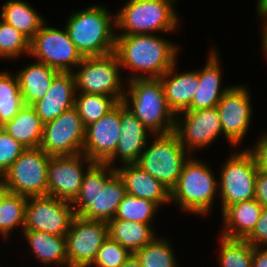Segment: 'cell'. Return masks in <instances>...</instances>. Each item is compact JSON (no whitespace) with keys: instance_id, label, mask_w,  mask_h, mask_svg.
Returning <instances> with one entry per match:
<instances>
[{"instance_id":"obj_1","label":"cell","mask_w":267,"mask_h":267,"mask_svg":"<svg viewBox=\"0 0 267 267\" xmlns=\"http://www.w3.org/2000/svg\"><path fill=\"white\" fill-rule=\"evenodd\" d=\"M86 167L79 193L71 202L75 216L108 222L114 219L127 194L123 180L115 168L106 163Z\"/></svg>"},{"instance_id":"obj_2","label":"cell","mask_w":267,"mask_h":267,"mask_svg":"<svg viewBox=\"0 0 267 267\" xmlns=\"http://www.w3.org/2000/svg\"><path fill=\"white\" fill-rule=\"evenodd\" d=\"M178 50V46L155 34H116L115 53L120 66L136 71L129 80L160 78L176 63Z\"/></svg>"},{"instance_id":"obj_3","label":"cell","mask_w":267,"mask_h":267,"mask_svg":"<svg viewBox=\"0 0 267 267\" xmlns=\"http://www.w3.org/2000/svg\"><path fill=\"white\" fill-rule=\"evenodd\" d=\"M104 6L93 5L71 14L64 27L83 57L115 52V16ZM114 29V30H112Z\"/></svg>"},{"instance_id":"obj_4","label":"cell","mask_w":267,"mask_h":267,"mask_svg":"<svg viewBox=\"0 0 267 267\" xmlns=\"http://www.w3.org/2000/svg\"><path fill=\"white\" fill-rule=\"evenodd\" d=\"M127 82L122 102L137 119L153 135L174 132L176 114L167 103L160 79L138 78Z\"/></svg>"},{"instance_id":"obj_5","label":"cell","mask_w":267,"mask_h":267,"mask_svg":"<svg viewBox=\"0 0 267 267\" xmlns=\"http://www.w3.org/2000/svg\"><path fill=\"white\" fill-rule=\"evenodd\" d=\"M214 176L204 162L188 158L170 191L171 202L179 204L184 212L207 215L219 190V181Z\"/></svg>"},{"instance_id":"obj_6","label":"cell","mask_w":267,"mask_h":267,"mask_svg":"<svg viewBox=\"0 0 267 267\" xmlns=\"http://www.w3.org/2000/svg\"><path fill=\"white\" fill-rule=\"evenodd\" d=\"M175 0H128L116 13V28L119 35L155 34L178 29V15L173 8Z\"/></svg>"},{"instance_id":"obj_7","label":"cell","mask_w":267,"mask_h":267,"mask_svg":"<svg viewBox=\"0 0 267 267\" xmlns=\"http://www.w3.org/2000/svg\"><path fill=\"white\" fill-rule=\"evenodd\" d=\"M118 55L113 52L103 56L84 57L73 71L77 92L102 94L123 101L125 91L119 68Z\"/></svg>"},{"instance_id":"obj_8","label":"cell","mask_w":267,"mask_h":267,"mask_svg":"<svg viewBox=\"0 0 267 267\" xmlns=\"http://www.w3.org/2000/svg\"><path fill=\"white\" fill-rule=\"evenodd\" d=\"M156 135L155 141L148 147L146 145L136 164L171 191L189 153L174 132Z\"/></svg>"},{"instance_id":"obj_9","label":"cell","mask_w":267,"mask_h":267,"mask_svg":"<svg viewBox=\"0 0 267 267\" xmlns=\"http://www.w3.org/2000/svg\"><path fill=\"white\" fill-rule=\"evenodd\" d=\"M51 156L40 147L26 148L0 178L9 192L25 197L47 195Z\"/></svg>"},{"instance_id":"obj_10","label":"cell","mask_w":267,"mask_h":267,"mask_svg":"<svg viewBox=\"0 0 267 267\" xmlns=\"http://www.w3.org/2000/svg\"><path fill=\"white\" fill-rule=\"evenodd\" d=\"M257 172L255 159L248 150L236 152L228 158L218 182L222 212L232 204L255 199Z\"/></svg>"},{"instance_id":"obj_11","label":"cell","mask_w":267,"mask_h":267,"mask_svg":"<svg viewBox=\"0 0 267 267\" xmlns=\"http://www.w3.org/2000/svg\"><path fill=\"white\" fill-rule=\"evenodd\" d=\"M45 25L46 22L30 41L29 55L59 72H73L72 67L75 68L84 57L66 29L59 30Z\"/></svg>"},{"instance_id":"obj_12","label":"cell","mask_w":267,"mask_h":267,"mask_svg":"<svg viewBox=\"0 0 267 267\" xmlns=\"http://www.w3.org/2000/svg\"><path fill=\"white\" fill-rule=\"evenodd\" d=\"M86 127L75 107L44 123L40 148L49 156L82 153Z\"/></svg>"},{"instance_id":"obj_13","label":"cell","mask_w":267,"mask_h":267,"mask_svg":"<svg viewBox=\"0 0 267 267\" xmlns=\"http://www.w3.org/2000/svg\"><path fill=\"white\" fill-rule=\"evenodd\" d=\"M75 217L71 202L50 195L28 197L22 230L66 236Z\"/></svg>"},{"instance_id":"obj_14","label":"cell","mask_w":267,"mask_h":267,"mask_svg":"<svg viewBox=\"0 0 267 267\" xmlns=\"http://www.w3.org/2000/svg\"><path fill=\"white\" fill-rule=\"evenodd\" d=\"M65 237L68 267H90L108 237V225L75 216Z\"/></svg>"},{"instance_id":"obj_15","label":"cell","mask_w":267,"mask_h":267,"mask_svg":"<svg viewBox=\"0 0 267 267\" xmlns=\"http://www.w3.org/2000/svg\"><path fill=\"white\" fill-rule=\"evenodd\" d=\"M178 114H184L182 121L178 118ZM178 114L175 116L174 133L188 153L208 146L220 134H223L216 107L184 110Z\"/></svg>"},{"instance_id":"obj_16","label":"cell","mask_w":267,"mask_h":267,"mask_svg":"<svg viewBox=\"0 0 267 267\" xmlns=\"http://www.w3.org/2000/svg\"><path fill=\"white\" fill-rule=\"evenodd\" d=\"M94 162L85 154L73 156H51L48 163L47 195L72 202L79 193L84 174L83 169Z\"/></svg>"},{"instance_id":"obj_17","label":"cell","mask_w":267,"mask_h":267,"mask_svg":"<svg viewBox=\"0 0 267 267\" xmlns=\"http://www.w3.org/2000/svg\"><path fill=\"white\" fill-rule=\"evenodd\" d=\"M248 90L242 85L230 86L216 106L223 134L233 147L241 143L250 127L252 107Z\"/></svg>"},{"instance_id":"obj_18","label":"cell","mask_w":267,"mask_h":267,"mask_svg":"<svg viewBox=\"0 0 267 267\" xmlns=\"http://www.w3.org/2000/svg\"><path fill=\"white\" fill-rule=\"evenodd\" d=\"M121 130V102L86 127L82 153L94 163H105L118 145Z\"/></svg>"},{"instance_id":"obj_19","label":"cell","mask_w":267,"mask_h":267,"mask_svg":"<svg viewBox=\"0 0 267 267\" xmlns=\"http://www.w3.org/2000/svg\"><path fill=\"white\" fill-rule=\"evenodd\" d=\"M153 135L121 102V130L115 153L105 162L115 168L114 162L116 158H120L123 164L136 163L146 145L148 144L147 136L149 133Z\"/></svg>"},{"instance_id":"obj_20","label":"cell","mask_w":267,"mask_h":267,"mask_svg":"<svg viewBox=\"0 0 267 267\" xmlns=\"http://www.w3.org/2000/svg\"><path fill=\"white\" fill-rule=\"evenodd\" d=\"M76 95L73 72H59L52 80L47 93L31 106L43 123L54 120L74 107Z\"/></svg>"},{"instance_id":"obj_21","label":"cell","mask_w":267,"mask_h":267,"mask_svg":"<svg viewBox=\"0 0 267 267\" xmlns=\"http://www.w3.org/2000/svg\"><path fill=\"white\" fill-rule=\"evenodd\" d=\"M121 167H115V170L121 176L127 194L150 200L159 208L161 204L171 202L170 190L136 163L123 164Z\"/></svg>"},{"instance_id":"obj_22","label":"cell","mask_w":267,"mask_h":267,"mask_svg":"<svg viewBox=\"0 0 267 267\" xmlns=\"http://www.w3.org/2000/svg\"><path fill=\"white\" fill-rule=\"evenodd\" d=\"M217 51L209 53L206 66L199 71V85L192 98L190 106L186 110H198L216 107L222 96L230 87H221V67Z\"/></svg>"},{"instance_id":"obj_23","label":"cell","mask_w":267,"mask_h":267,"mask_svg":"<svg viewBox=\"0 0 267 267\" xmlns=\"http://www.w3.org/2000/svg\"><path fill=\"white\" fill-rule=\"evenodd\" d=\"M176 63L159 79L162 82L169 107L178 114L186 110L199 85V70L174 74Z\"/></svg>"},{"instance_id":"obj_24","label":"cell","mask_w":267,"mask_h":267,"mask_svg":"<svg viewBox=\"0 0 267 267\" xmlns=\"http://www.w3.org/2000/svg\"><path fill=\"white\" fill-rule=\"evenodd\" d=\"M263 206L256 200L240 201L228 206L223 212L224 228L220 236L245 239L254 229Z\"/></svg>"},{"instance_id":"obj_25","label":"cell","mask_w":267,"mask_h":267,"mask_svg":"<svg viewBox=\"0 0 267 267\" xmlns=\"http://www.w3.org/2000/svg\"><path fill=\"white\" fill-rule=\"evenodd\" d=\"M58 73V70L38 61L19 70L16 75L25 105H32L41 99Z\"/></svg>"},{"instance_id":"obj_26","label":"cell","mask_w":267,"mask_h":267,"mask_svg":"<svg viewBox=\"0 0 267 267\" xmlns=\"http://www.w3.org/2000/svg\"><path fill=\"white\" fill-rule=\"evenodd\" d=\"M44 123L31 105H24L18 114L5 123V131L25 148L41 144Z\"/></svg>"},{"instance_id":"obj_27","label":"cell","mask_w":267,"mask_h":267,"mask_svg":"<svg viewBox=\"0 0 267 267\" xmlns=\"http://www.w3.org/2000/svg\"><path fill=\"white\" fill-rule=\"evenodd\" d=\"M22 233L31 252L40 262L42 261L45 265L57 263V265H67L66 267H68L65 236L33 230H23Z\"/></svg>"},{"instance_id":"obj_28","label":"cell","mask_w":267,"mask_h":267,"mask_svg":"<svg viewBox=\"0 0 267 267\" xmlns=\"http://www.w3.org/2000/svg\"><path fill=\"white\" fill-rule=\"evenodd\" d=\"M108 236L134 254L155 238L150 224L129 220H110L107 222Z\"/></svg>"},{"instance_id":"obj_29","label":"cell","mask_w":267,"mask_h":267,"mask_svg":"<svg viewBox=\"0 0 267 267\" xmlns=\"http://www.w3.org/2000/svg\"><path fill=\"white\" fill-rule=\"evenodd\" d=\"M1 8V20L16 28L30 41L45 23L34 7L22 0H10Z\"/></svg>"},{"instance_id":"obj_30","label":"cell","mask_w":267,"mask_h":267,"mask_svg":"<svg viewBox=\"0 0 267 267\" xmlns=\"http://www.w3.org/2000/svg\"><path fill=\"white\" fill-rule=\"evenodd\" d=\"M117 104L114 98L107 95L78 92V95H75L74 107L87 127L101 119Z\"/></svg>"},{"instance_id":"obj_31","label":"cell","mask_w":267,"mask_h":267,"mask_svg":"<svg viewBox=\"0 0 267 267\" xmlns=\"http://www.w3.org/2000/svg\"><path fill=\"white\" fill-rule=\"evenodd\" d=\"M8 72H0V120H12L25 105L20 92L19 80Z\"/></svg>"},{"instance_id":"obj_32","label":"cell","mask_w":267,"mask_h":267,"mask_svg":"<svg viewBox=\"0 0 267 267\" xmlns=\"http://www.w3.org/2000/svg\"><path fill=\"white\" fill-rule=\"evenodd\" d=\"M27 197L12 192H7L0 204V234L5 239L16 226L25 224V208Z\"/></svg>"},{"instance_id":"obj_33","label":"cell","mask_w":267,"mask_h":267,"mask_svg":"<svg viewBox=\"0 0 267 267\" xmlns=\"http://www.w3.org/2000/svg\"><path fill=\"white\" fill-rule=\"evenodd\" d=\"M221 267H252V245L245 239L219 237Z\"/></svg>"},{"instance_id":"obj_34","label":"cell","mask_w":267,"mask_h":267,"mask_svg":"<svg viewBox=\"0 0 267 267\" xmlns=\"http://www.w3.org/2000/svg\"><path fill=\"white\" fill-rule=\"evenodd\" d=\"M158 207L156 203L150 200L126 194L112 220H129L151 225Z\"/></svg>"},{"instance_id":"obj_35","label":"cell","mask_w":267,"mask_h":267,"mask_svg":"<svg viewBox=\"0 0 267 267\" xmlns=\"http://www.w3.org/2000/svg\"><path fill=\"white\" fill-rule=\"evenodd\" d=\"M141 267H177L172 247L165 239L154 238L134 253Z\"/></svg>"},{"instance_id":"obj_36","label":"cell","mask_w":267,"mask_h":267,"mask_svg":"<svg viewBox=\"0 0 267 267\" xmlns=\"http://www.w3.org/2000/svg\"><path fill=\"white\" fill-rule=\"evenodd\" d=\"M30 54V40L13 26L0 21V57L17 58L20 54Z\"/></svg>"},{"instance_id":"obj_37","label":"cell","mask_w":267,"mask_h":267,"mask_svg":"<svg viewBox=\"0 0 267 267\" xmlns=\"http://www.w3.org/2000/svg\"><path fill=\"white\" fill-rule=\"evenodd\" d=\"M132 255L127 249L109 236L98 249L97 255L91 266L120 267Z\"/></svg>"},{"instance_id":"obj_38","label":"cell","mask_w":267,"mask_h":267,"mask_svg":"<svg viewBox=\"0 0 267 267\" xmlns=\"http://www.w3.org/2000/svg\"><path fill=\"white\" fill-rule=\"evenodd\" d=\"M25 149L5 130L0 133V178Z\"/></svg>"},{"instance_id":"obj_39","label":"cell","mask_w":267,"mask_h":267,"mask_svg":"<svg viewBox=\"0 0 267 267\" xmlns=\"http://www.w3.org/2000/svg\"><path fill=\"white\" fill-rule=\"evenodd\" d=\"M245 240L255 247H267V207H263L257 224Z\"/></svg>"},{"instance_id":"obj_40","label":"cell","mask_w":267,"mask_h":267,"mask_svg":"<svg viewBox=\"0 0 267 267\" xmlns=\"http://www.w3.org/2000/svg\"><path fill=\"white\" fill-rule=\"evenodd\" d=\"M247 150L253 155L257 168L267 171V133L258 139L254 148Z\"/></svg>"},{"instance_id":"obj_41","label":"cell","mask_w":267,"mask_h":267,"mask_svg":"<svg viewBox=\"0 0 267 267\" xmlns=\"http://www.w3.org/2000/svg\"><path fill=\"white\" fill-rule=\"evenodd\" d=\"M255 199L263 207H267V171L258 169L256 175Z\"/></svg>"},{"instance_id":"obj_42","label":"cell","mask_w":267,"mask_h":267,"mask_svg":"<svg viewBox=\"0 0 267 267\" xmlns=\"http://www.w3.org/2000/svg\"><path fill=\"white\" fill-rule=\"evenodd\" d=\"M252 267H267V247L252 246Z\"/></svg>"},{"instance_id":"obj_43","label":"cell","mask_w":267,"mask_h":267,"mask_svg":"<svg viewBox=\"0 0 267 267\" xmlns=\"http://www.w3.org/2000/svg\"><path fill=\"white\" fill-rule=\"evenodd\" d=\"M257 13H258V15L263 19V25L262 26H264V27H262V28H264L263 29V31H262V33H263V35H262V46H263V51H264V53H266V58H267V6H265V7H263V8H261V9H259V10H257Z\"/></svg>"},{"instance_id":"obj_44","label":"cell","mask_w":267,"mask_h":267,"mask_svg":"<svg viewBox=\"0 0 267 267\" xmlns=\"http://www.w3.org/2000/svg\"><path fill=\"white\" fill-rule=\"evenodd\" d=\"M120 267H141V264H140L139 260L136 258V256L134 254H132L126 260V262L123 265H121Z\"/></svg>"},{"instance_id":"obj_45","label":"cell","mask_w":267,"mask_h":267,"mask_svg":"<svg viewBox=\"0 0 267 267\" xmlns=\"http://www.w3.org/2000/svg\"><path fill=\"white\" fill-rule=\"evenodd\" d=\"M8 192L7 188L5 187V185L0 181V204L2 202V199L4 197V195Z\"/></svg>"},{"instance_id":"obj_46","label":"cell","mask_w":267,"mask_h":267,"mask_svg":"<svg viewBox=\"0 0 267 267\" xmlns=\"http://www.w3.org/2000/svg\"><path fill=\"white\" fill-rule=\"evenodd\" d=\"M257 10L267 6V0H257Z\"/></svg>"},{"instance_id":"obj_47","label":"cell","mask_w":267,"mask_h":267,"mask_svg":"<svg viewBox=\"0 0 267 267\" xmlns=\"http://www.w3.org/2000/svg\"><path fill=\"white\" fill-rule=\"evenodd\" d=\"M5 130V123L0 120V133H2Z\"/></svg>"}]
</instances>
